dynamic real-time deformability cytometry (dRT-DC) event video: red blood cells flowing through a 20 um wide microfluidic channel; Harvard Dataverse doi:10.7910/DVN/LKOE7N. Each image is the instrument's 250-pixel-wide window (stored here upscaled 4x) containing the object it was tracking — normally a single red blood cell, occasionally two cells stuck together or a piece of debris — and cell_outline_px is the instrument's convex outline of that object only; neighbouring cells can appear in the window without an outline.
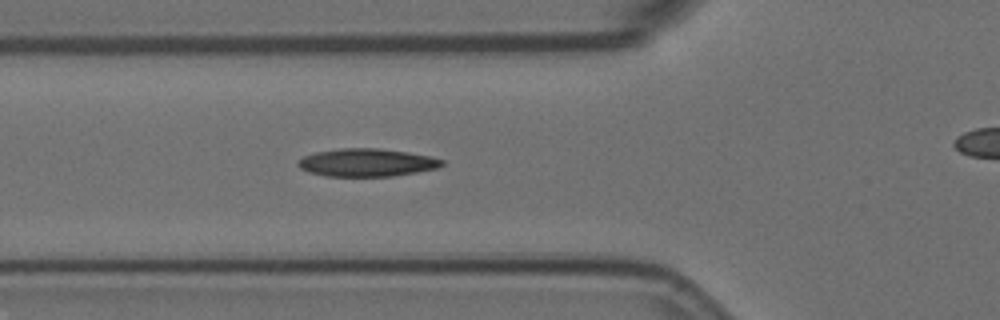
{"species": "Egyptian fruit bat (a non-hibernating species)", "species_latin": "Rousettus aegyptiacus", "temperature_condition": "room temperature", "stored_images_in_passage": 3, "segment_of_instrument_passage": [1, 2], "camera_frame_rate_fps": 3000, "um_per_image_px": 0.085, "animal": {"sex": "female"}, "frame": {"image": 1, "passage_image": 2, "time_ms": 0.333, "image_size_px": [1000, 320], "cell_outline_px": [[444, 164], [436, 168], [416, 172], [392, 176], [328, 176], [308, 172], [300, 168], [296, 164], [304, 156], [316, 152], [340, 148], [380, 148], [408, 152], [432, 156], [444, 160]], "centroid_in_image_um": [31.19, 13.81], "position_along_channel_um": 94.6, "area_um2": 23.35}}